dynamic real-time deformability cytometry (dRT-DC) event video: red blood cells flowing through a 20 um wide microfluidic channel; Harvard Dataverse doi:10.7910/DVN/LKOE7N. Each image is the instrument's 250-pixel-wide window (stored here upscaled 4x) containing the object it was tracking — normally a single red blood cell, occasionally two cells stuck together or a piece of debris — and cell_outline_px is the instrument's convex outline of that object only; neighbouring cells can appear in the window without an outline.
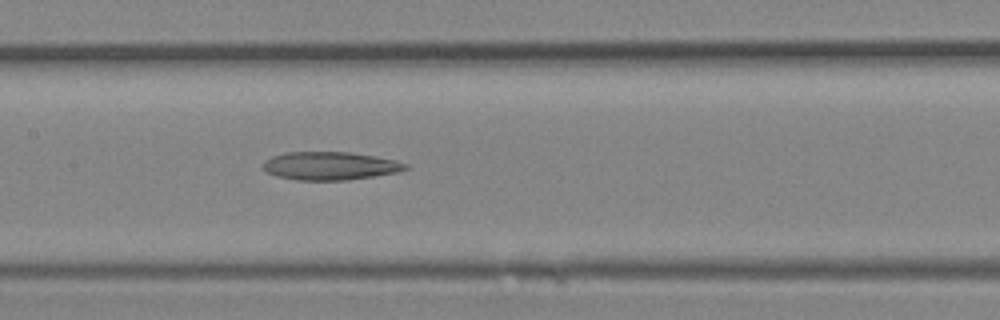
{"species": "Egyptian fruit bat (a non-hibernating species)", "species_latin": "Rousettus aegyptiacus", "temperature_condition": "room temperature", "stored_images_in_passage": 11, "camera_frame_rate_fps": 3000, "um_per_image_px": 0.085, "animal": {"sex": "female"}, "frame": {"image": 1, "passage_image": 11, "time_ms": 3.333, "image_size_px": [1000, 320], "cell_outline_px": [[408, 168], [400, 172], [348, 180], [296, 180], [276, 176], [264, 172], [260, 164], [264, 160], [272, 156], [284, 152], [348, 152], [376, 156], [396, 160], [408, 164]], "centroid_in_image_um": [28.01, 14.1], "position_along_channel_um": 179.4, "area_um2": 23.76}}